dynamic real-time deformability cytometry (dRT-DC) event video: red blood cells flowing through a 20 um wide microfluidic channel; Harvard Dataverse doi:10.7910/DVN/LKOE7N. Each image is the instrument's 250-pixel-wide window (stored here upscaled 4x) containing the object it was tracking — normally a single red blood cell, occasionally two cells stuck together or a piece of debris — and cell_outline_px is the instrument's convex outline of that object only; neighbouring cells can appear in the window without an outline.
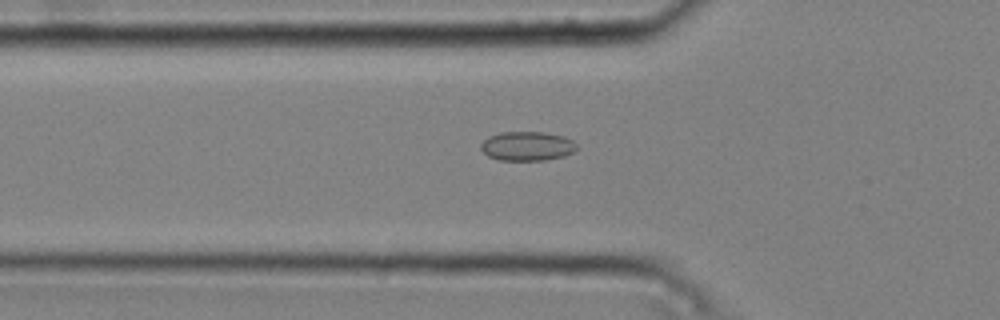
{"species": "common noctule bat (a hibernating species)", "species_latin": "Nyctalus noctula", "temperature_condition": "cold", "stored_images_in_passage": 37, "camera_frame_rate_fps": 3000, "um_per_image_px": 0.085, "animal": {"sex": "male", "body_mass_g": 20.4}, "frame": {"image": 1, "passage_image": 6, "time_ms": 1.667, "image_size_px": [1000, 320], "cell_outline_px": [[576, 148], [572, 152], [564, 156], [544, 160], [500, 160], [488, 156], [480, 148], [480, 144], [488, 136], [500, 132], [544, 132], [564, 136], [572, 140], [576, 144]], "centroid_in_image_um": [44.79, 12.41], "position_along_channel_um": 81.0, "area_um2": 16.3}}
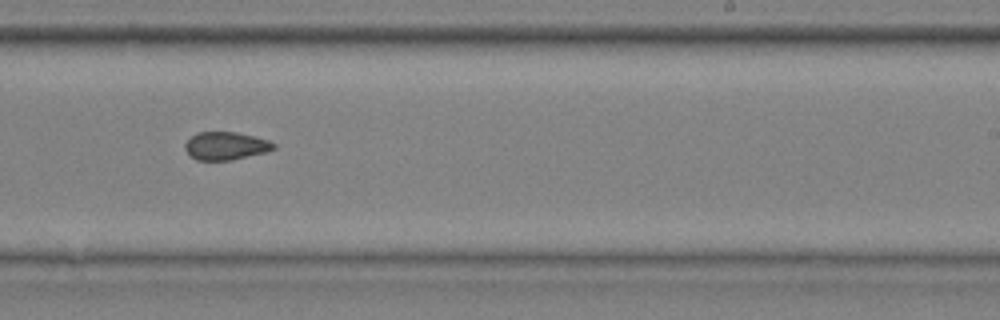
{"frame": {"image": 2, "passage_image": 21, "time_ms": 6.667, "image_size_px": [1000, 320], "cell_outline_px": [[276, 148], [268, 152], [232, 160], [196, 160], [184, 148], [184, 144], [196, 132], [236, 132], [268, 140], [276, 144]], "centroid_in_image_um": [19.21, 12.4], "position_along_channel_um": 269.8, "area_um2": 14.45}}
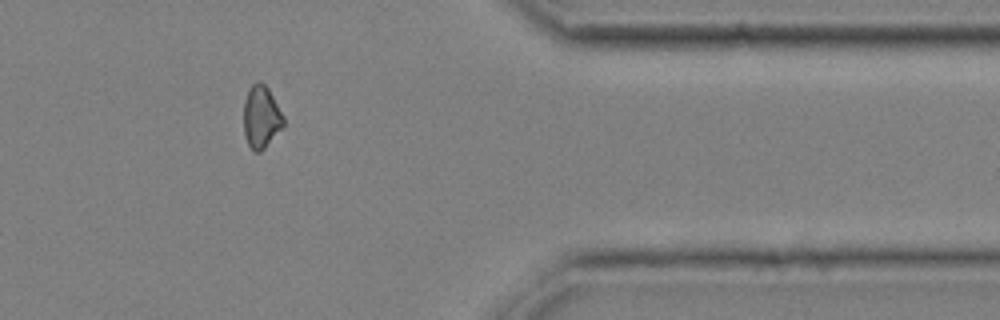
{"frame": {"image": 3, "passage_image": 32, "time_ms": 10.333, "image_size_px": [1000, 320], "cell_outline_px": [[284, 128], [260, 152], [256, 152], [248, 144], [244, 132], [244, 100], [252, 84], [264, 84], [268, 88], [284, 116]], "centroid_in_image_um": [22.23, 9.98], "position_along_channel_um": 389.2, "area_um2": 14.33}, "authors_computed_cell_mechanics": {"area_um2": 14.9124, "velocity_mm_per_s": 3.7771, "shape_relaxation_time_tau1_ms": null, "shape_relaxation_time_tau2_ms": 2.2277, "deformation_change_tau1": null, "deformation_change_tau2": 0.0793}}